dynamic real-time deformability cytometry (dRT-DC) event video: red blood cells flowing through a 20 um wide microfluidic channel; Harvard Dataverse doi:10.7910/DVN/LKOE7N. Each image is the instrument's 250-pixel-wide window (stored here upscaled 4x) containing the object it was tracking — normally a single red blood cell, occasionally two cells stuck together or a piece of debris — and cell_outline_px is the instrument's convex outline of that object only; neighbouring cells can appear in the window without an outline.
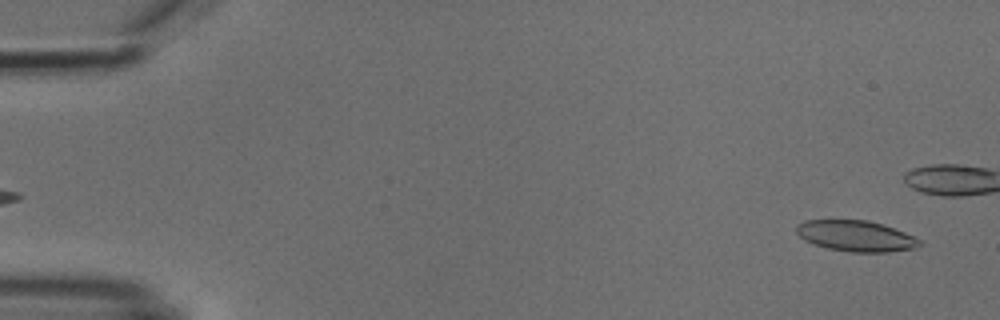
{"species": "common noctule bat (a hibernating species)", "species_latin": "Nyctalus noctula", "temperature_condition": "cold", "stored_images_in_passage": 3, "segment_of_instrument_passage": [2, 2], "camera_frame_rate_fps": 3000, "um_per_image_px": 0.085, "animal": {"sex": "male", "body_mass_g": 18.8}, "frame": {"image": 1, "passage_image": 3, "time_ms": 2.333, "image_size_px": [1000, 320], "cell_outline_px": [[920, 244], [916, 248], [888, 252], [852, 252], [828, 248], [812, 244], [804, 240], [796, 232], [796, 224], [804, 220], [868, 220], [884, 224], [904, 232], [920, 240]], "centroid_in_image_um": [72.72, 20.05], "position_along_channel_um": 12.3, "area_um2": 22.2}}